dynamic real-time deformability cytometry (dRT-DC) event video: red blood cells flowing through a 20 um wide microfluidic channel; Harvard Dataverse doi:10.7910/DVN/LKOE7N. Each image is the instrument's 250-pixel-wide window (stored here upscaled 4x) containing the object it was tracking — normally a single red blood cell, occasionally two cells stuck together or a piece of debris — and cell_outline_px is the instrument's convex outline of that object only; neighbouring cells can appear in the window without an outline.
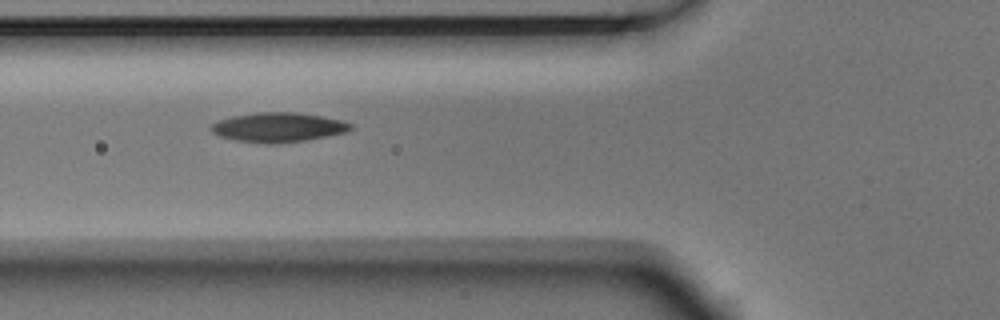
{"species": "Egyptian fruit bat (a non-hibernating species)", "species_latin": "Rousettus aegyptiacus", "temperature_condition": "room temperature", "stored_images_in_passage": 12, "camera_frame_rate_fps": 3000, "um_per_image_px": 0.085, "animal": {"sex": "male"}, "frame": {"image": 1, "passage_image": 3, "time_ms": 0.667, "image_size_px": [1000, 320], "cell_outline_px": [[352, 128], [344, 132], [304, 140], [276, 144], [268, 144], [236, 140], [220, 136], [212, 132], [208, 128], [212, 124], [220, 120], [232, 116], [256, 112], [296, 112], [344, 120], [352, 124]], "centroid_in_image_um": [23.62, 10.81], "position_along_channel_um": 102.2, "area_um2": 23.81}}
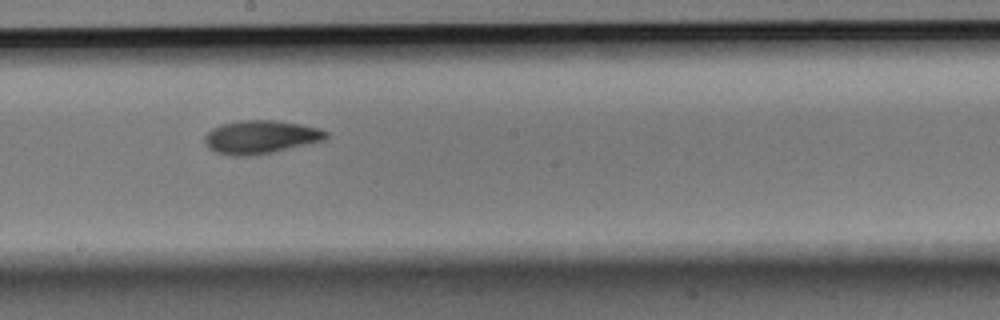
{"frame": {"image": 2, "passage_image": 6, "time_ms": 1.667, "image_size_px": [1000, 320], "cell_outline_px": [[328, 136], [324, 140], [272, 152], [252, 156], [232, 156], [216, 152], [208, 148], [204, 140], [204, 136], [212, 128], [220, 124], [240, 120], [276, 120], [300, 124], [320, 128], [328, 132]], "centroid_in_image_um": [22.13, 11.64], "position_along_channel_um": 226.1, "area_um2": 23.64}}
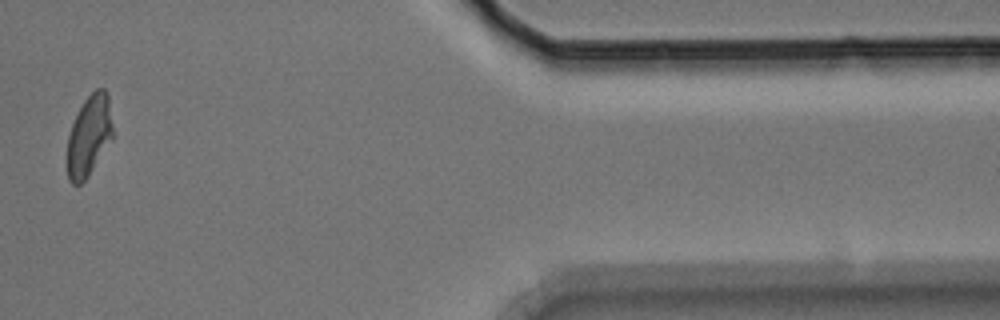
{"frame": {"image": 3, "passage_image": 11, "time_ms": 3.333, "image_size_px": [1000, 320], "cell_outline_px": [[112, 140], [88, 176], [80, 184], [72, 184], [68, 180], [68, 136], [72, 124], [84, 100], [96, 88], [104, 88], [108, 92], [112, 124]], "centroid_in_image_um": [7.59, 11.52], "position_along_channel_um": 403.8, "area_um2": 21.27}}